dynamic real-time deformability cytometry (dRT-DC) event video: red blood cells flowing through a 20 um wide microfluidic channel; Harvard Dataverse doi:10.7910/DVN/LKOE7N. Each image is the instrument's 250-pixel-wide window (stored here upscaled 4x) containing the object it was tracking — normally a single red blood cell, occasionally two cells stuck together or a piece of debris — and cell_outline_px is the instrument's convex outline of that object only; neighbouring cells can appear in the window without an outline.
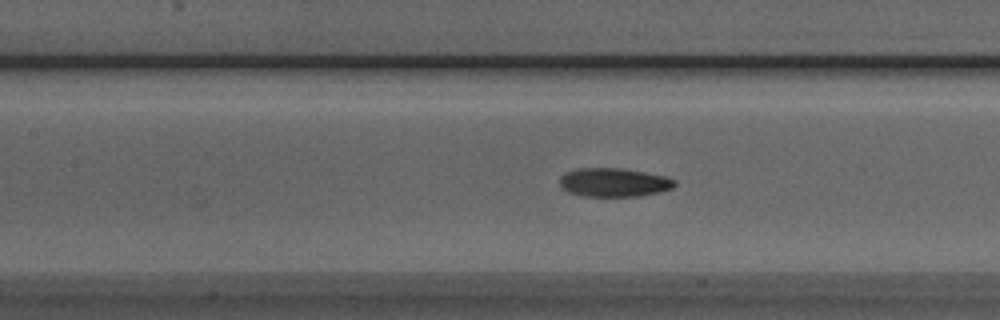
{"species": "Egyptian fruit bat (a non-hibernating species)", "species_latin": "Rousettus aegyptiacus", "temperature_condition": "room temperature", "stored_images_in_passage": 44, "camera_frame_rate_fps": 3000, "um_per_image_px": 0.085, "animal": {"sex": "male"}, "frame": {"image": 1, "passage_image": 14, "time_ms": 4.333, "image_size_px": [1000, 320], "cell_outline_px": [[676, 184], [672, 188], [660, 192], [640, 196], [584, 196], [568, 192], [560, 188], [560, 176], [564, 172], [576, 168], [620, 168], [644, 172], [664, 176], [676, 180]], "centroid_in_image_um": [52.14, 15.5], "position_along_channel_um": 155.3, "area_um2": 19.36}}
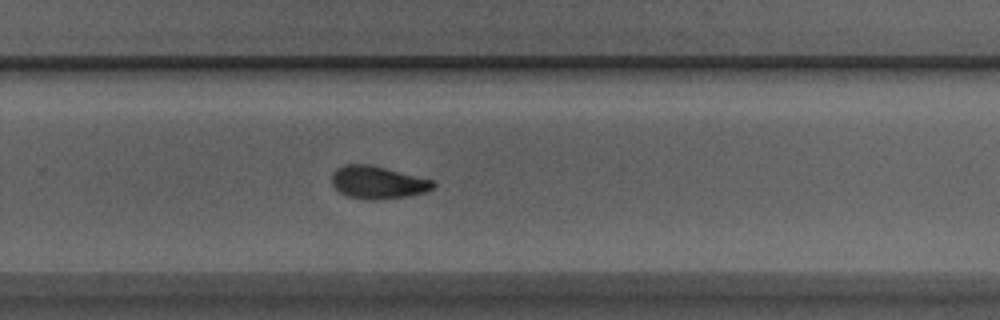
{"frame": {"image": 2, "passage_image": 25, "time_ms": 8.0, "image_size_px": [1000, 320], "cell_outline_px": [[436, 184], [432, 188], [424, 192], [408, 196], [380, 200], [372, 200], [348, 196], [340, 192], [332, 184], [332, 172], [336, 168], [344, 164], [368, 164], [436, 180]], "centroid_in_image_um": [32.12, 15.5], "position_along_channel_um": 297.7, "area_um2": 19.36}}
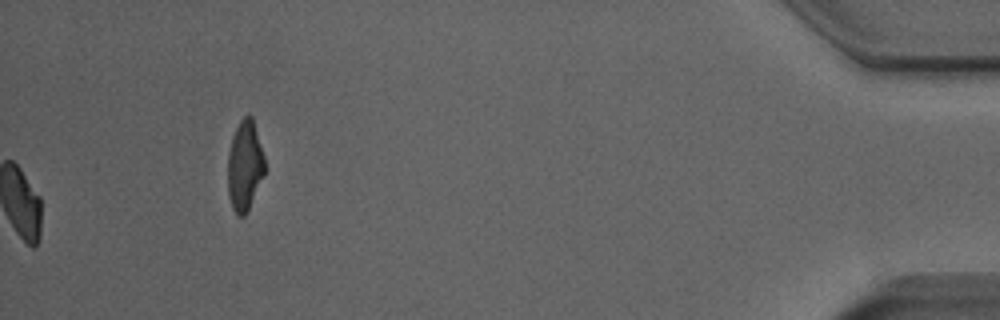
{"frame": {"image": 3, "passage_image": 44, "time_ms": 14.333, "image_size_px": [1000, 320], "cell_outline_px": [[264, 172], [248, 208], [244, 216], [236, 216], [232, 208], [228, 192], [228, 152], [232, 136], [240, 120], [244, 116], [252, 116], [264, 156]], "centroid_in_image_um": [20.78, 14.07], "position_along_channel_um": 414.4, "area_um2": 19.02}, "authors_computed_cell_mechanics": {"area_um2": 19.1029, "velocity_mm_per_s": 3.8934, "shape_relaxation_time_tau1_ms": 4.1288, "shape_relaxation_time_tau2_ms": 2.194, "deformation_change_tau1": 0.165, "deformation_change_tau2": 0.0834}}